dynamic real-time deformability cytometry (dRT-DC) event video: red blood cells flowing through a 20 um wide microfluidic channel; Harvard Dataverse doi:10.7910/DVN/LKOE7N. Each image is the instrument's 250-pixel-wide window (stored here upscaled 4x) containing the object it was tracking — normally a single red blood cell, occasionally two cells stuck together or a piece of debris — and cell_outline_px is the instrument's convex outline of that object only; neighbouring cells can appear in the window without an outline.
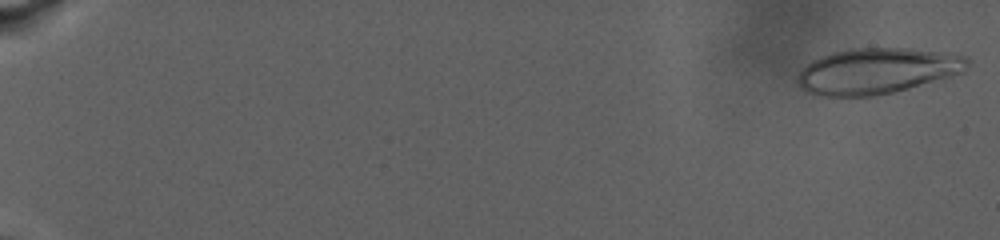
{"species": "human", "species_latin": "Homo sapiens", "temperature_condition": "warm", "stored_images_in_passage": 64, "camera_frame_rate_fps": 3000, "um_per_image_px": 0.085, "donor": {"sex": "male"}, "frame": {"image": 1, "passage_image": 2, "time_ms": 0.333, "image_size_px": [1000, 240], "cell_outline_px": [[972, 60], [964, 72], [952, 76], [908, 88], [876, 96], [820, 96], [808, 92], [800, 88], [796, 80], [796, 76], [812, 60], [820, 56], [832, 52], [852, 48], [912, 48], [968, 56]], "centroid_in_image_um": [74.56, 6.02], "position_along_channel_um": 10.4, "area_um2": 45.55}}
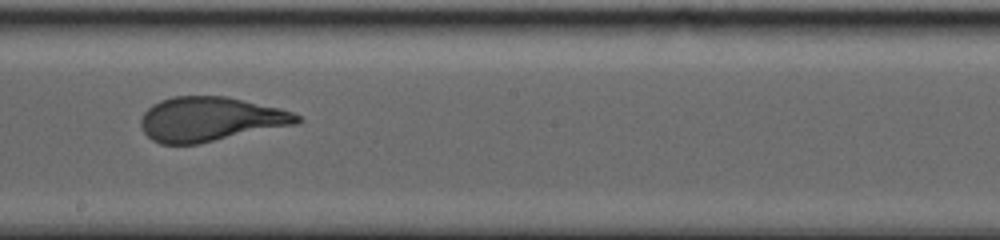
{"frame": {"image": 2, "passage_image": 36, "time_ms": 17.333, "image_size_px": [1000, 240], "cell_outline_px": [[304, 120], [296, 124], [196, 144], [160, 144], [152, 140], [140, 128], [140, 120], [144, 112], [152, 104], [160, 100], [172, 96], [224, 96], [280, 108], [292, 112], [300, 116]], "centroid_in_image_um": [17.84, 10.12], "position_along_channel_um": 230.4, "area_um2": 40.29}}
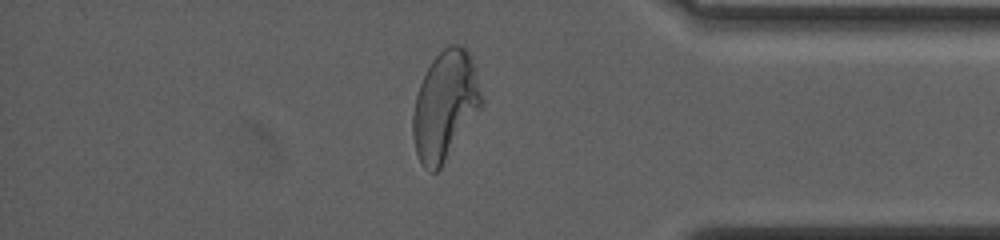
{"frame": {"image": 3, "passage_image": 53, "time_ms": 24.333, "image_size_px": [1000, 240], "cell_outline_px": [[484, 104], [440, 168], [436, 172], [428, 172], [420, 164], [416, 152], [412, 136], [412, 116], [416, 96], [420, 84], [432, 60], [448, 44], [460, 44], [468, 52], [472, 60], [484, 100]], "centroid_in_image_um": [37.82, 9.0], "position_along_channel_um": 397.4, "area_um2": 43.47}}